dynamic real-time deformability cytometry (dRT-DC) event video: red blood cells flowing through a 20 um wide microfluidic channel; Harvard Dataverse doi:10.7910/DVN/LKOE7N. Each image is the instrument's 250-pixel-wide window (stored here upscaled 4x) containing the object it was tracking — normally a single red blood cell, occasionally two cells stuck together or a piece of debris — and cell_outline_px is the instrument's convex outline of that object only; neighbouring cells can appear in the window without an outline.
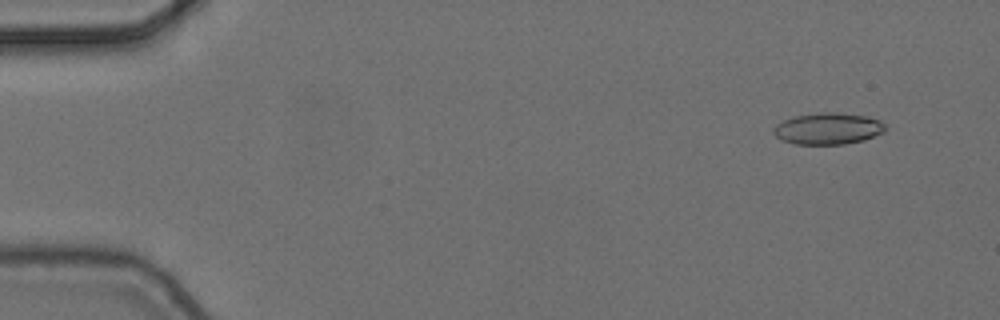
{"species": "common noctule bat (a hibernating species)", "species_latin": "Nyctalus noctula", "temperature_condition": "cold", "stored_images_in_passage": 3, "camera_frame_rate_fps": 3000, "um_per_image_px": 0.085, "animal": {"sex": "female", "body_mass_g": 24.6, "forearm_length_mm": 56.2}, "frame": {"image": 1, "passage_image": 2, "time_ms": 0.333, "image_size_px": [1000, 320], "cell_outline_px": [[888, 128], [884, 132], [864, 140], [844, 144], [796, 144], [780, 140], [772, 132], [772, 128], [776, 124], [792, 116], [820, 112], [836, 112], [868, 116], [880, 120]], "centroid_in_image_um": [70.37, 10.92], "position_along_channel_um": 14.6, "area_um2": 20.87}}